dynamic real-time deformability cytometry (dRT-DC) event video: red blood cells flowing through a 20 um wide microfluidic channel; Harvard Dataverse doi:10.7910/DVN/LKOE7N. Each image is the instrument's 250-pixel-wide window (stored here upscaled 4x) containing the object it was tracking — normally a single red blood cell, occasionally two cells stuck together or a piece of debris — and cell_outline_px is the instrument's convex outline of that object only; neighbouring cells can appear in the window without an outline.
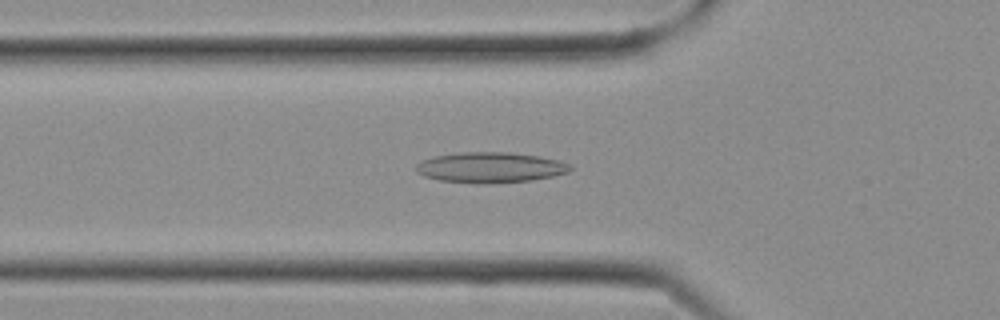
{"species": "Egyptian fruit bat (a non-hibernating species)", "species_latin": "Rousettus aegyptiacus", "temperature_condition": "cold", "stored_images_in_passage": 26, "camera_frame_rate_fps": 3000, "um_per_image_px": 0.085, "frame": {"image": 1, "passage_image": 7, "time_ms": 2.0, "image_size_px": [1000, 320], "cell_outline_px": [[572, 168], [568, 172], [552, 176], [532, 180], [488, 184], [476, 184], [440, 180], [424, 176], [416, 172], [416, 164], [432, 156], [460, 152], [508, 152], [536, 156], [560, 160], [572, 164]], "centroid_in_image_um": [41.67, 14.24], "position_along_channel_um": 84.1, "area_um2": 27.57}}
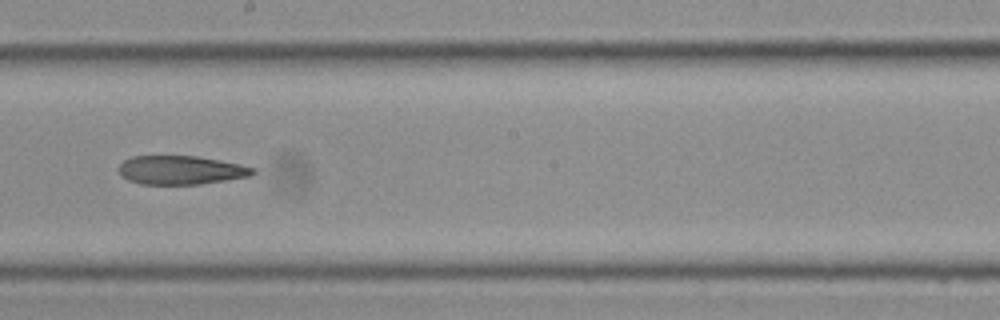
{"frame": {"image": 2, "passage_image": 13, "time_ms": 4.0, "image_size_px": [1000, 320], "cell_outline_px": [[256, 172], [252, 176], [200, 184], [140, 184], [128, 180], [116, 168], [124, 160], [132, 156], [196, 156], [220, 160], [240, 164], [256, 168]], "centroid_in_image_um": [15.4, 14.45], "position_along_channel_um": 232.8, "area_um2": 22.54}}
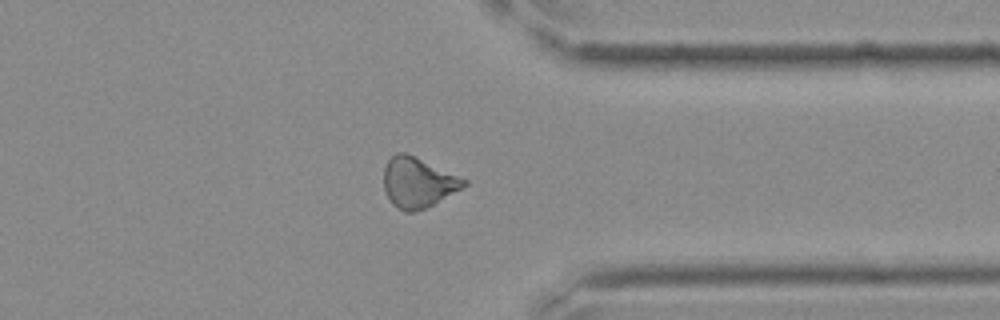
{"frame": {"image": 3, "passage_image": 19, "time_ms": 6.0, "image_size_px": [1000, 320], "cell_outline_px": [[468, 184], [432, 204], [424, 208], [412, 212], [404, 212], [392, 204], [384, 188], [384, 168], [388, 160], [396, 152], [404, 152], [468, 180]], "centroid_in_image_um": [35.49, 15.51], "position_along_channel_um": 375.9, "area_um2": 22.89}}